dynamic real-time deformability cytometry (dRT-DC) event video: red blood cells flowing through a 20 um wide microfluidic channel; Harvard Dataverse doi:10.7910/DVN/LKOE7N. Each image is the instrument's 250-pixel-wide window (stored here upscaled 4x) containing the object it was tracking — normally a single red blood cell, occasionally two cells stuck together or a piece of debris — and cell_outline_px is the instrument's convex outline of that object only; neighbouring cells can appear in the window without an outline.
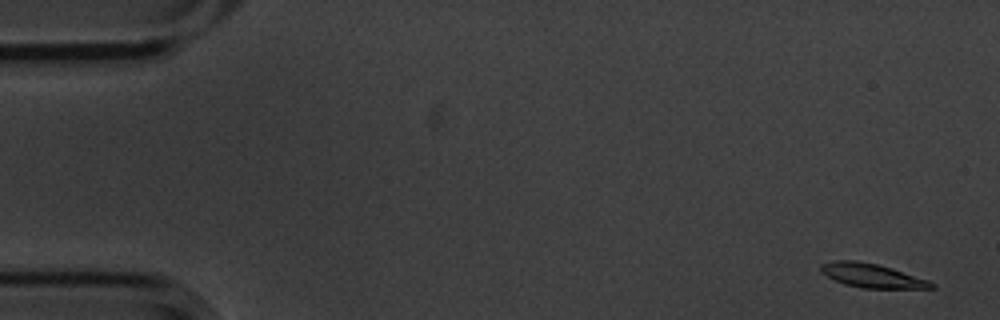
{"species": "common noctule bat (a hibernating species)", "species_latin": "Nyctalus noctula", "temperature_condition": "cold", "stored_images_in_passage": 5, "camera_frame_rate_fps": 3000, "um_per_image_px": 0.085, "animal": {"sex": "male", "body_mass_g": 20.1, "forearm_length_mm": 53.5}, "frame": {"image": 1, "passage_image": 1, "time_ms": 0.0, "image_size_px": [1000, 320], "cell_outline_px": [[936, 288], [860, 288], [844, 284], [820, 272], [820, 264], [836, 260], [856, 260], [876, 264], [892, 268], [928, 280], [936, 284]], "centroid_in_image_um": [74.11, 23.42], "position_along_channel_um": 10.9, "area_um2": 15.37}}
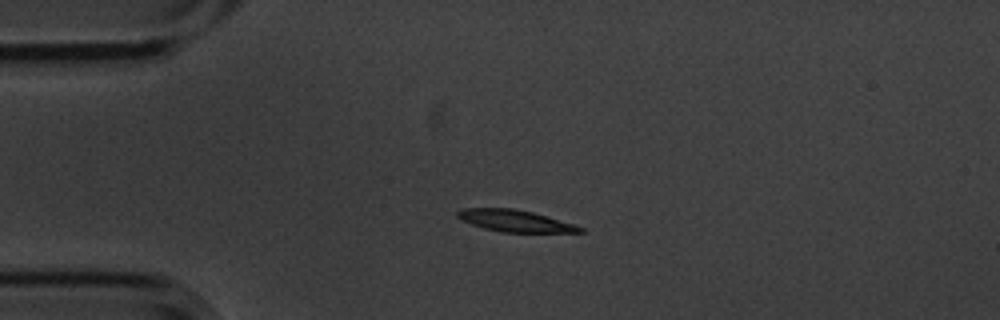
{"frame": {"image": 2, "passage_image": 4, "time_ms": 1.0, "image_size_px": [1000, 320], "cell_outline_px": [[588, 232], [500, 232], [484, 228], [460, 220], [456, 216], [456, 212], [460, 208], [512, 208], [532, 212], [572, 224], [584, 228]], "centroid_in_image_um": [43.72, 18.77], "position_along_channel_um": 41.3, "area_um2": 15.43}}